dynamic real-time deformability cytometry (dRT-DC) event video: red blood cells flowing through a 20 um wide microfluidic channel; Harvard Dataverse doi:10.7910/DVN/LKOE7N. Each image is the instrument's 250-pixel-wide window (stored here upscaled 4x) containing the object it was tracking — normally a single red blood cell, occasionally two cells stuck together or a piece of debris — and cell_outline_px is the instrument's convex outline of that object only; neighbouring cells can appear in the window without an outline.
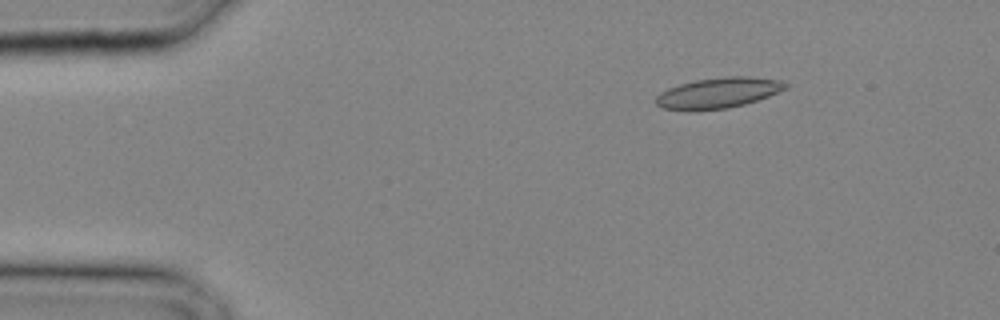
{"species": "common noctule bat (a hibernating species)", "species_latin": "Nyctalus noctula", "temperature_condition": "cold", "stored_images_in_passage": 25, "camera_frame_rate_fps": 3000, "um_per_image_px": 0.085, "animal": {"sex": "male", "body_mass_g": 20.4}, "frame": {"image": 1, "passage_image": 2, "time_ms": 0.333, "image_size_px": [1000, 320], "cell_outline_px": [[788, 88], [768, 96], [744, 104], [728, 108], [696, 112], [688, 112], [660, 108], [656, 104], [656, 96], [660, 92], [668, 88], [680, 84], [696, 80], [724, 76], [748, 76], [780, 80], [788, 84]], "centroid_in_image_um": [61.0, 7.92], "position_along_channel_um": 24.0, "area_um2": 23.52}}
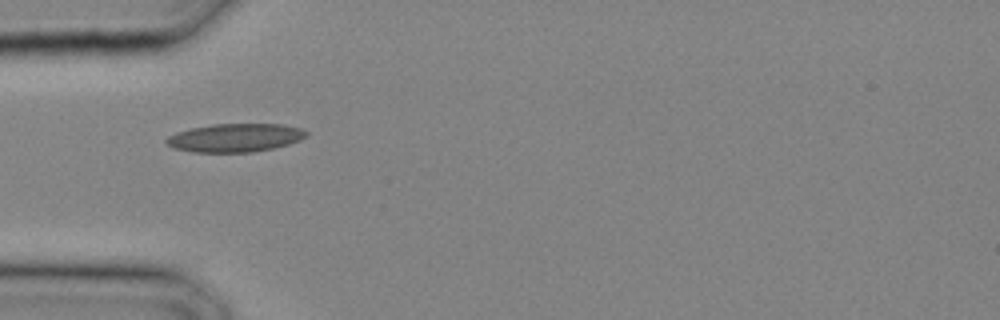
{"frame": {"image": 2, "passage_image": 7, "time_ms": 2.0, "image_size_px": [1000, 320], "cell_outline_px": [[308, 136], [300, 140], [288, 144], [272, 148], [252, 152], [192, 152], [172, 148], [164, 140], [168, 136], [176, 132], [192, 128], [212, 124], [284, 124], [300, 128], [308, 132]], "centroid_in_image_um": [19.98, 11.7], "position_along_channel_um": 65.0, "area_um2": 23.18}}
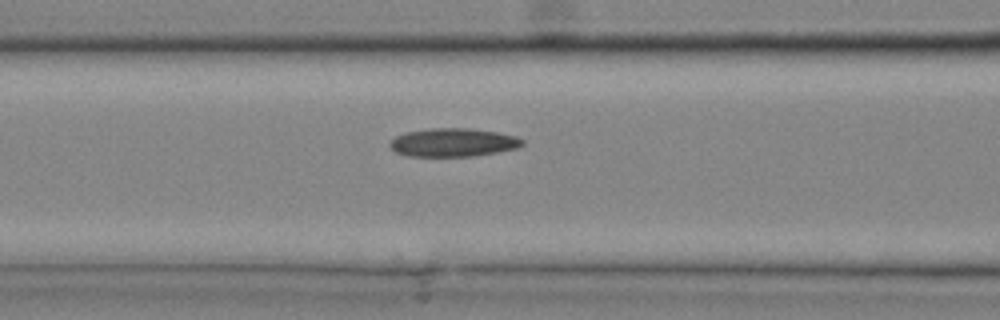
{"frame": {"image": 3, "passage_image": 10, "time_ms": 3.0, "image_size_px": [1000, 320], "cell_outline_px": [[524, 144], [516, 148], [496, 152], [472, 156], [408, 156], [396, 152], [388, 144], [396, 136], [404, 132], [428, 128], [468, 128], [496, 132], [516, 136], [524, 140]], "centroid_in_image_um": [38.5, 12.1], "position_along_channel_um": 128.1, "area_um2": 21.85}}